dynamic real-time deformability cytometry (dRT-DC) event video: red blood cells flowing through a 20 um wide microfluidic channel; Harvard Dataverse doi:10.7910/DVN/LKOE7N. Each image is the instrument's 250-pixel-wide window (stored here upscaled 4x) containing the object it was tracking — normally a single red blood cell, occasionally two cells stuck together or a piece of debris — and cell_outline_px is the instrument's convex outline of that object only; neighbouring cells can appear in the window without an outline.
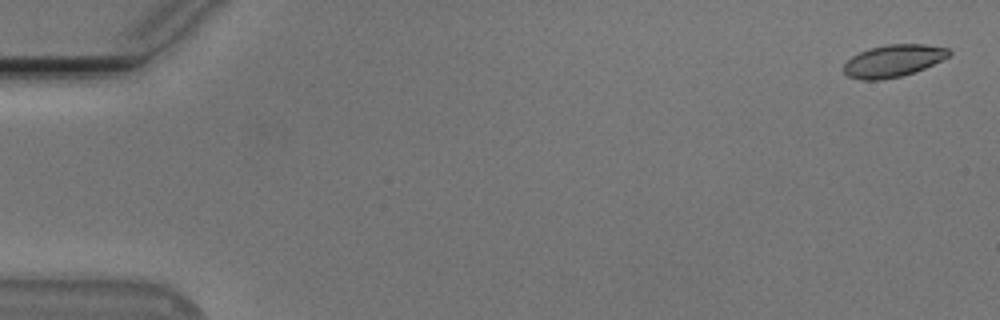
{"species": "Egyptian fruit bat (a non-hibernating species)", "species_latin": "Rousettus aegyptiacus", "temperature_condition": "cold", "stored_images_in_passage": 17, "camera_frame_rate_fps": 3000, "um_per_image_px": 0.085, "animal": {"sex": "male"}, "frame": {"image": 1, "passage_image": 2, "time_ms": 0.333, "image_size_px": [1000, 320], "cell_outline_px": [[952, 52], [948, 56], [924, 68], [900, 76], [880, 80], [860, 80], [848, 76], [844, 72], [844, 64], [852, 56], [868, 48], [888, 44], [924, 44], [948, 48]], "centroid_in_image_um": [75.9, 5.16], "position_along_channel_um": 9.1, "area_um2": 19.54}}